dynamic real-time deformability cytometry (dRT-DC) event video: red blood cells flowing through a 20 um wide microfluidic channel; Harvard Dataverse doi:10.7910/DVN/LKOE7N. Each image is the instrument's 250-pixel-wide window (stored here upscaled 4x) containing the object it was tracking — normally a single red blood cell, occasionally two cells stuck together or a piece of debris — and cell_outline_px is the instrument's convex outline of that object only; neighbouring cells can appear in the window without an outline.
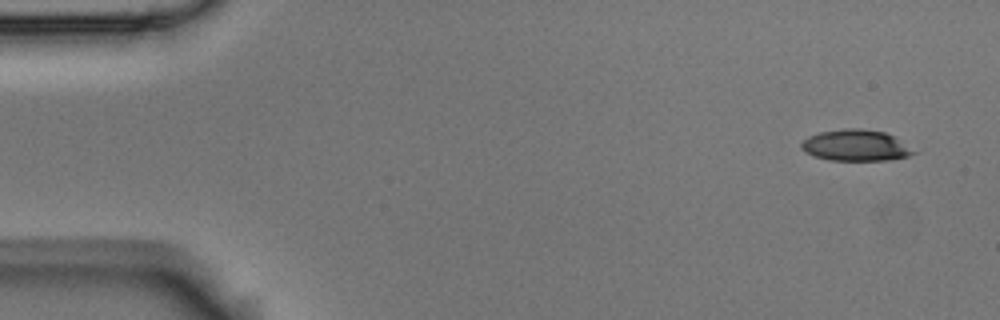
{"species": "Egyptian fruit bat (a non-hibernating species)", "species_latin": "Rousettus aegyptiacus", "temperature_condition": "room temperature", "stored_images_in_passage": 4, "camera_frame_rate_fps": 3000, "um_per_image_px": 0.085, "animal": {"sex": "male"}, "frame": {"image": 1, "passage_image": 1, "time_ms": 0.0, "image_size_px": [1000, 320], "cell_outline_px": [[916, 152], [908, 156], [888, 160], [828, 160], [816, 156], [800, 148], [800, 144], [808, 136], [820, 132], [844, 128], [860, 128], [884, 132], [892, 136]], "centroid_in_image_um": [72.69, 12.35], "position_along_channel_um": 12.3, "area_um2": 20.06}}
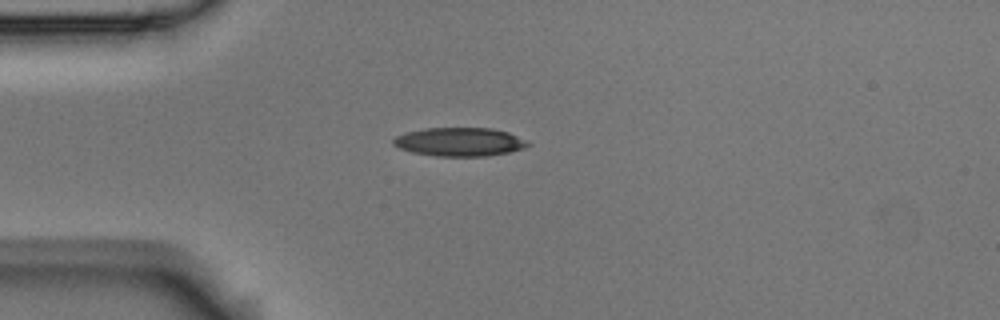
{"frame": {"image": 2, "passage_image": 4, "time_ms": 1.0, "image_size_px": [1000, 320], "cell_outline_px": [[532, 144], [524, 148], [508, 152], [488, 156], [436, 156], [412, 152], [400, 148], [392, 144], [392, 140], [396, 136], [404, 132], [424, 128], [492, 128], [508, 132], [528, 140]], "centroid_in_image_um": [39.07, 12.05], "position_along_channel_um": 45.9, "area_um2": 22.6}}